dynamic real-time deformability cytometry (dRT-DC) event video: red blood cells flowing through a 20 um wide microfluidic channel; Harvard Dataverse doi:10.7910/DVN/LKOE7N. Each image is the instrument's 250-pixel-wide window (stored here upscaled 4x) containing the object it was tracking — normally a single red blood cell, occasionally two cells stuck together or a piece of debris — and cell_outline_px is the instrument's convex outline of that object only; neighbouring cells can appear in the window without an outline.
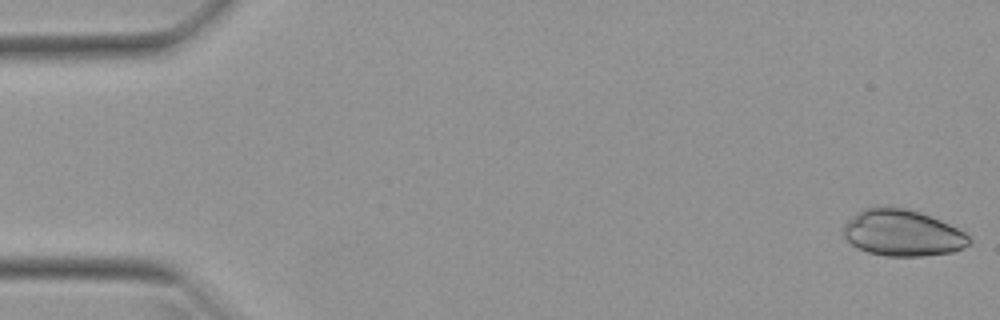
{"species": "Egyptian fruit bat (a non-hibernating species)", "species_latin": "Rousettus aegyptiacus", "temperature_condition": "warm", "stored_images_in_passage": 23, "camera_frame_rate_fps": 3000, "um_per_image_px": 0.085, "animal": {"sex": "female"}, "frame": {"image": 1, "passage_image": 1, "time_ms": 0.0, "image_size_px": [1000, 320], "cell_outline_px": [[972, 240], [968, 244], [952, 252], [924, 256], [884, 256], [868, 252], [856, 248], [840, 232], [844, 224], [848, 220], [864, 208], [880, 204], [888, 204], [920, 212], [940, 220], [964, 232]], "centroid_in_image_um": [76.64, 19.77], "position_along_channel_um": 8.4, "area_um2": 34.33}}
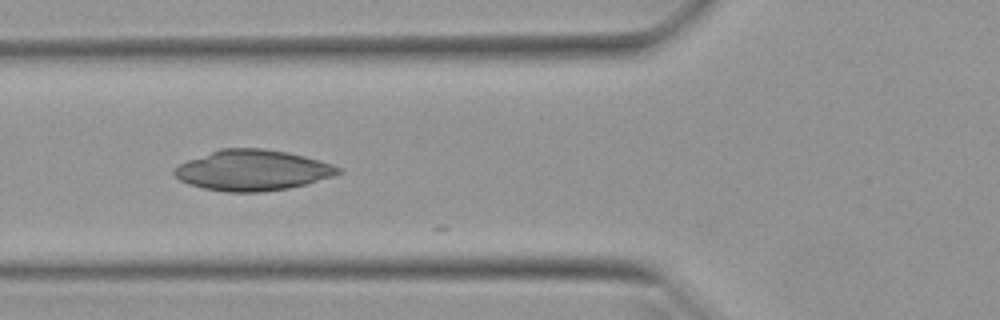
{"frame": {"image": 2, "passage_image": 19, "time_ms": 6.0, "image_size_px": [1000, 320], "cell_outline_px": [[344, 172], [308, 184], [288, 188], [260, 192], [228, 192], [204, 188], [188, 184], [180, 180], [172, 172], [180, 164], [188, 160], [220, 148], [260, 148], [288, 152], [304, 156], [332, 164], [340, 168]], "centroid_in_image_um": [21.48, 14.47], "position_along_channel_um": 104.3, "area_um2": 38.67}}
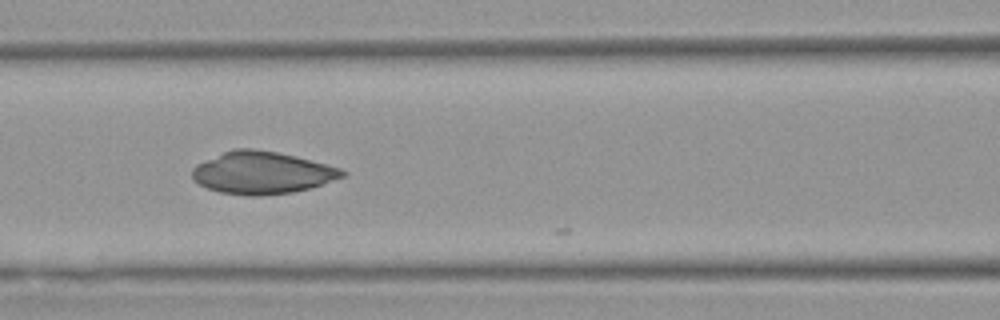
{"frame": {"image": 3, "passage_image": 22, "time_ms": 7.0, "image_size_px": [1000, 320], "cell_outline_px": [[348, 172], [344, 176], [308, 188], [292, 192], [260, 196], [248, 196], [220, 192], [208, 188], [192, 180], [192, 168], [196, 164], [232, 148], [252, 148], [276, 152], [296, 156], [340, 168]], "centroid_in_image_um": [22.23, 14.68], "position_along_channel_um": 144.4, "area_um2": 36.82}}